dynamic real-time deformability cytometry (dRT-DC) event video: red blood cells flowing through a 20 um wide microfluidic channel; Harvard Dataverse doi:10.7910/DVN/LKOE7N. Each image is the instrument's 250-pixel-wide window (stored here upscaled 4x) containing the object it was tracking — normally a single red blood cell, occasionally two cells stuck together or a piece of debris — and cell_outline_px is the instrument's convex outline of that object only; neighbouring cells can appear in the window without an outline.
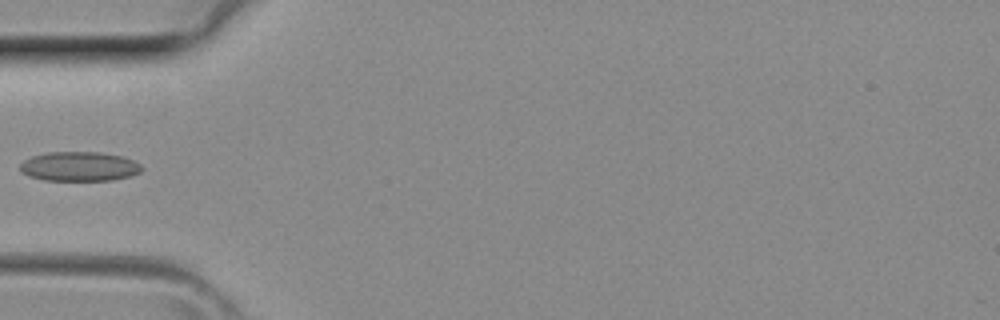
{"species": "common noctule bat (a hibernating species)", "species_latin": "Nyctalus noctula", "temperature_condition": "room temperature", "stored_images_in_passage": 4, "camera_frame_rate_fps": 3000, "um_per_image_px": 0.085, "animal": {"sex": "female", "body_mass_g": 29.2, "forearm_length_mm": 56.3}, "frame": {"image": 1, "passage_image": 4, "time_ms": 1.0, "image_size_px": [1000, 320], "cell_outline_px": [[144, 168], [140, 172], [132, 176], [112, 180], [44, 180], [28, 176], [20, 172], [20, 164], [24, 160], [32, 156], [48, 152], [100, 152], [120, 156], [132, 160], [140, 164]], "centroid_in_image_um": [6.73, 14.15], "position_along_channel_um": 78.3, "area_um2": 20.92}}